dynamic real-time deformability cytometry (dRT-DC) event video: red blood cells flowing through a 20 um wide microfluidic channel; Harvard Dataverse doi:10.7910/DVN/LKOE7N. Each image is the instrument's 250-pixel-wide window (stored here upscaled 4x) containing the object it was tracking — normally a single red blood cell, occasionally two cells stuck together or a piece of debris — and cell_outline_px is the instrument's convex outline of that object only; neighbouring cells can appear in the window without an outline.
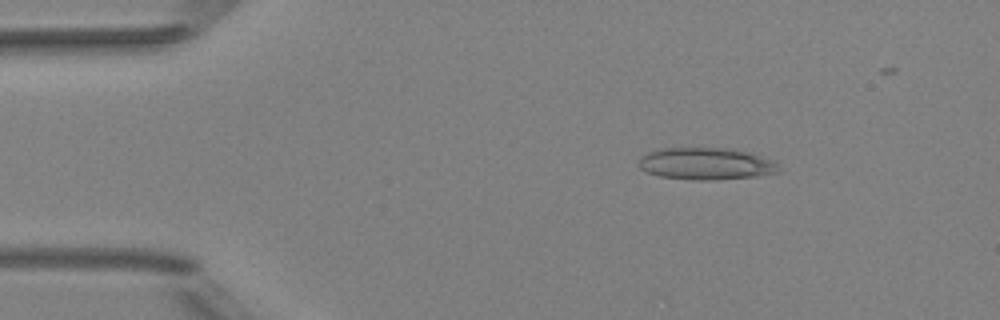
{"species": "Egyptian fruit bat (a non-hibernating species)", "species_latin": "Rousettus aegyptiacus", "temperature_condition": "room temperature", "stored_images_in_passage": 6, "camera_frame_rate_fps": 3000, "um_per_image_px": 0.085, "animal": {"sex": "female"}, "frame": {"image": 1, "passage_image": 3, "time_ms": 2.333, "image_size_px": [1000, 320], "cell_outline_px": [[780, 172], [756, 176], [712, 180], [692, 180], [660, 176], [648, 172], [640, 168], [640, 156], [656, 148], [732, 148], [748, 152], [772, 160], [780, 164]], "centroid_in_image_um": [60.03, 13.91], "position_along_channel_um": 25.0, "area_um2": 26.24}}
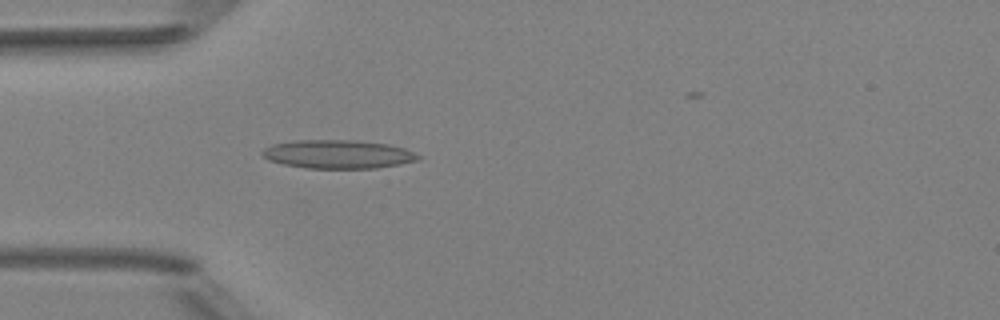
{"frame": {"image": 2, "passage_image": 5, "time_ms": 4.667, "image_size_px": [1000, 320], "cell_outline_px": [[424, 156], [420, 160], [400, 164], [376, 168], [304, 168], [284, 164], [268, 160], [260, 152], [264, 148], [272, 144], [296, 140], [356, 140], [388, 144], [404, 148]], "centroid_in_image_um": [28.76, 13.11], "position_along_channel_um": 56.2, "area_um2": 26.13}}